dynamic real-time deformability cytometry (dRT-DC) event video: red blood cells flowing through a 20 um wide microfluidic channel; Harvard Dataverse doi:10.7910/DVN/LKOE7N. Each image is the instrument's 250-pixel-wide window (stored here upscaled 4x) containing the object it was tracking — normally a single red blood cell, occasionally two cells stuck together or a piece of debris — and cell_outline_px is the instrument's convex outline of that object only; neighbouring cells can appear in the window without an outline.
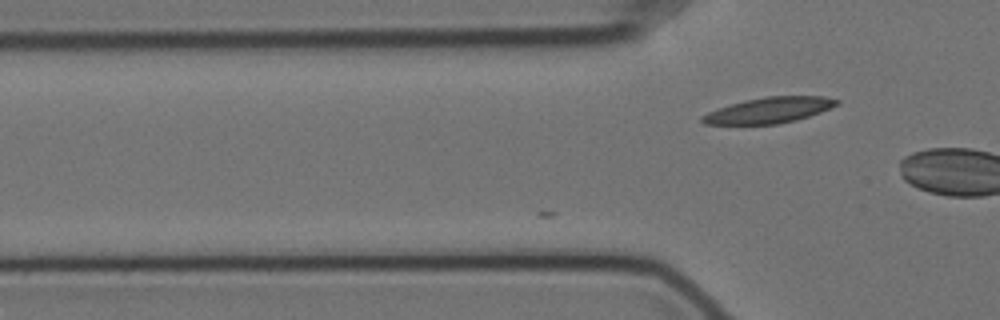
{"species": "Egyptian fruit bat (a non-hibernating species)", "species_latin": "Rousettus aegyptiacus", "temperature_condition": "cold", "stored_images_in_passage": 15, "camera_frame_rate_fps": 3000, "um_per_image_px": 0.085, "animal": {"sex": "female"}, "frame": {"image": 1, "passage_image": 15, "time_ms": 4.667, "image_size_px": [1000, 320], "cell_outline_px": [[840, 104], [820, 112], [796, 120], [780, 124], [704, 124], [700, 120], [700, 116], [708, 112], [744, 100], [764, 96], [824, 96], [840, 100]], "centroid_in_image_um": [65.39, 9.36], "position_along_channel_um": 60.4, "area_um2": 20.17}}